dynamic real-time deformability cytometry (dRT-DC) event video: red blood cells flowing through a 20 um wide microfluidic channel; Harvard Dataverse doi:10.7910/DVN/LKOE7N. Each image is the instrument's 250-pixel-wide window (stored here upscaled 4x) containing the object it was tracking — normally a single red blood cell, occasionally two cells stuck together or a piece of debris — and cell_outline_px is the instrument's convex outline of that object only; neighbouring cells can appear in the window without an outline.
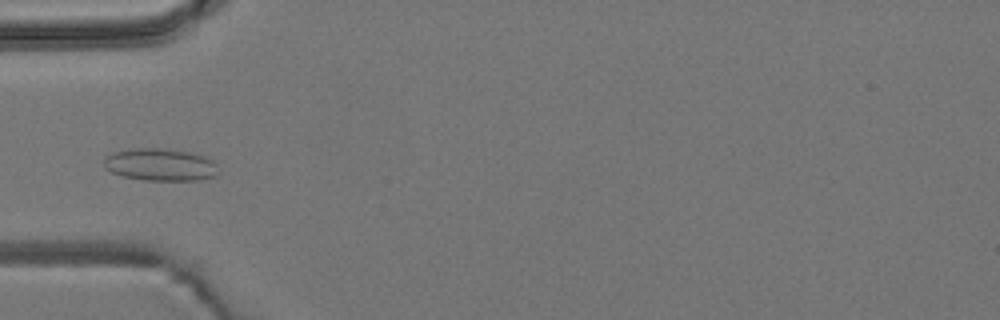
{"species": "common noctule bat (a hibernating species)", "species_latin": "Nyctalus noctula", "temperature_condition": "room temperature", "stored_images_in_passage": 5, "camera_frame_rate_fps": 3000, "um_per_image_px": 0.085, "animal": {"sex": "male", "body_mass_g": 19.2, "forearm_length_mm": 51.8}, "frame": {"image": 1, "passage_image": 5, "time_ms": 5.0, "image_size_px": [1000, 320], "cell_outline_px": [[220, 172], [216, 176], [196, 180], [144, 180], [124, 176], [112, 172], [104, 168], [104, 160], [112, 152], [136, 148], [164, 148], [188, 152], [208, 156], [216, 164]], "centroid_in_image_um": [13.67, 13.99], "position_along_channel_um": 71.3, "area_um2": 21.68}}